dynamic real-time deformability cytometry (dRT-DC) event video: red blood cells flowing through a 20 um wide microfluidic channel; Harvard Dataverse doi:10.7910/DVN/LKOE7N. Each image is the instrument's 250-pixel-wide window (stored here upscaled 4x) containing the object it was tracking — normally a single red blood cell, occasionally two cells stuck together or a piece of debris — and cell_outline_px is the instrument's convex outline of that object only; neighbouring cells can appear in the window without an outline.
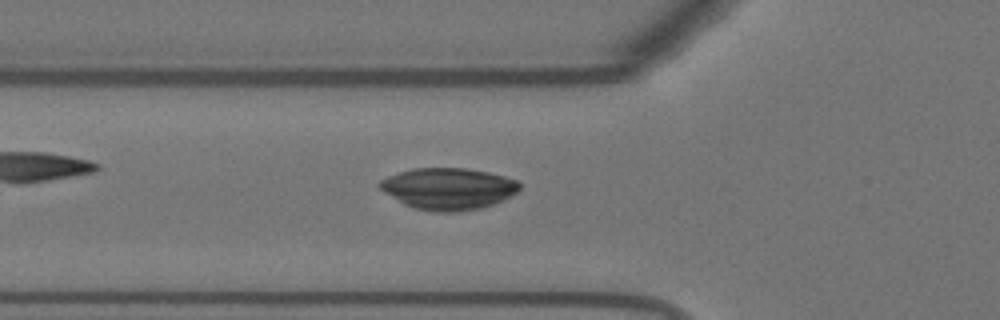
{"species": "Egyptian fruit bat (a non-hibernating species)", "species_latin": "Rousettus aegyptiacus", "temperature_condition": "warm", "stored_images_in_passage": 38, "camera_frame_rate_fps": 3000, "um_per_image_px": 0.085, "animal": {"sex": "female"}, "frame": {"image": 1, "passage_image": 9, "time_ms": 2.667, "image_size_px": [1000, 320], "cell_outline_px": [[520, 188], [512, 196], [492, 204], [480, 208], [460, 212], [436, 212], [412, 208], [404, 204], [380, 188], [376, 184], [380, 180], [388, 176], [412, 168], [468, 168], [488, 172], [504, 176], [516, 180], [520, 184]], "centroid_in_image_um": [38.11, 16.04], "position_along_channel_um": 87.7, "area_um2": 33.93}}
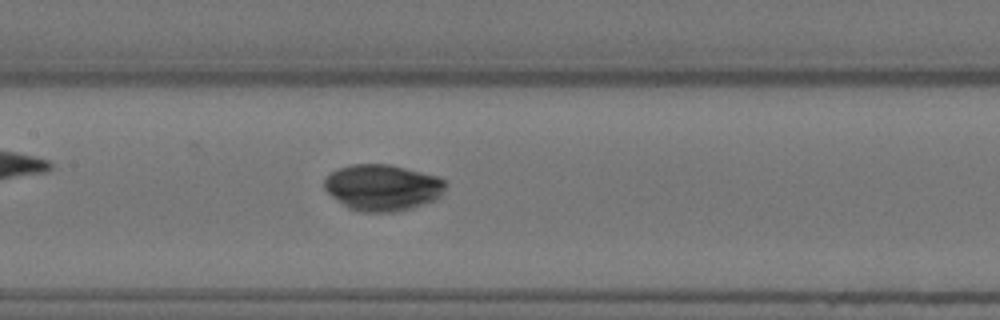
{"frame": {"image": 2, "passage_image": 16, "time_ms": 5.0, "image_size_px": [1000, 320], "cell_outline_px": [[448, 184], [440, 196], [436, 200], [424, 204], [392, 212], [360, 212], [348, 208], [332, 196], [324, 188], [324, 180], [332, 172], [340, 168], [352, 164], [388, 164], [436, 176], [444, 180]], "centroid_in_image_um": [32.52, 15.94], "position_along_channel_um": 174.9, "area_um2": 32.43}}
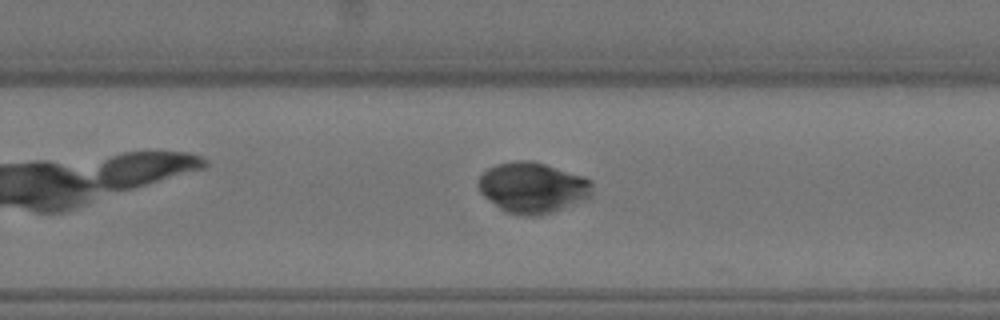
{"frame": {"image": 3, "passage_image": 25, "time_ms": 8.0, "image_size_px": [1000, 320], "cell_outline_px": [[592, 196], [584, 200], [552, 212], [540, 216], [520, 216], [508, 212], [500, 208], [484, 196], [480, 192], [476, 184], [476, 180], [488, 168], [496, 164], [516, 160], [532, 160], [584, 176], [592, 180]], "centroid_in_image_um": [45.27, 15.94], "position_along_channel_um": 284.5, "area_um2": 33.93}}